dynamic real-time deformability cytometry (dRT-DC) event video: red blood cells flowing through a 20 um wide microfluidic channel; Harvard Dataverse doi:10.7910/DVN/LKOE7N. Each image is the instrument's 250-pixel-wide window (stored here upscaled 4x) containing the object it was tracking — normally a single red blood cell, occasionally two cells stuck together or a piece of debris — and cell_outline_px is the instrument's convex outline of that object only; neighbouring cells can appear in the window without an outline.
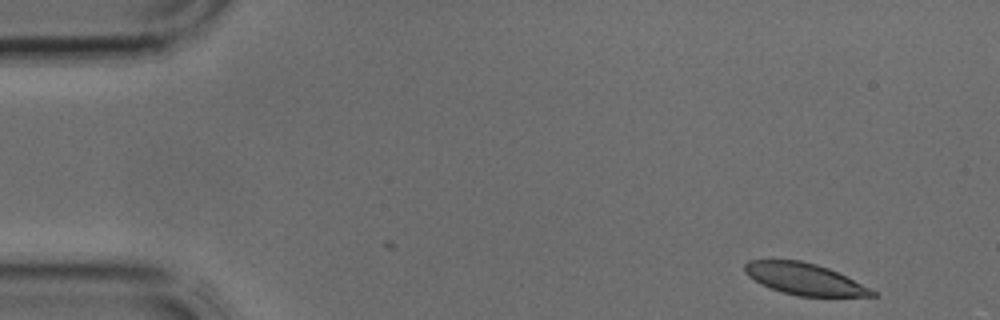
{"species": "common noctule bat (a hibernating species)", "species_latin": "Nyctalus noctula", "temperature_condition": "cold", "stored_images_in_passage": 2, "camera_frame_rate_fps": 3000, "um_per_image_px": 0.085, "animal": {"sex": "male", "body_mass_g": 17.9, "forearm_length_mm": 54.2}, "frame": {"image": 1, "passage_image": 1, "time_ms": 0.0, "image_size_px": [1000, 320], "cell_outline_px": [[876, 296], [800, 296], [784, 292], [760, 284], [748, 276], [744, 272], [744, 264], [748, 260], [800, 260], [816, 264], [828, 268], [872, 288], [876, 292]], "centroid_in_image_um": [68.37, 23.7], "position_along_channel_um": 16.6, "area_um2": 23.29}}